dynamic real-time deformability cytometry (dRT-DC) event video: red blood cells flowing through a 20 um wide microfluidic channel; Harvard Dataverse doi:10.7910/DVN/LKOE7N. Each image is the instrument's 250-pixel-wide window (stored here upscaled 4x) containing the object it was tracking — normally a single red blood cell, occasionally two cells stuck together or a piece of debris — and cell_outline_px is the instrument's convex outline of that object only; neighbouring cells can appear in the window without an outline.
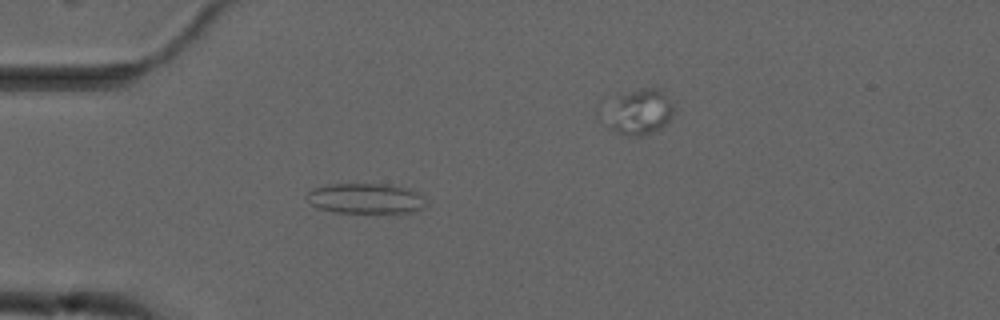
{"species": "common noctule bat (a hibernating species)", "species_latin": "Nyctalus noctula", "temperature_condition": "cold", "stored_images_in_passage": 4, "segment_of_instrument_passage": [1, 2], "camera_frame_rate_fps": 3000, "um_per_image_px": 0.085, "animal": {"sex": "male", "forearm_length_mm": 52.5}, "frame": {"image": 1, "passage_image": 3, "time_ms": 2.333, "image_size_px": [1000, 320], "cell_outline_px": [[424, 208], [408, 212], [336, 212], [316, 208], [308, 200], [308, 192], [312, 188], [328, 184], [388, 184], [408, 188], [416, 192], [420, 196], [424, 204]], "centroid_in_image_um": [31.02, 16.86], "position_along_channel_um": 54.0, "area_um2": 20.69}}